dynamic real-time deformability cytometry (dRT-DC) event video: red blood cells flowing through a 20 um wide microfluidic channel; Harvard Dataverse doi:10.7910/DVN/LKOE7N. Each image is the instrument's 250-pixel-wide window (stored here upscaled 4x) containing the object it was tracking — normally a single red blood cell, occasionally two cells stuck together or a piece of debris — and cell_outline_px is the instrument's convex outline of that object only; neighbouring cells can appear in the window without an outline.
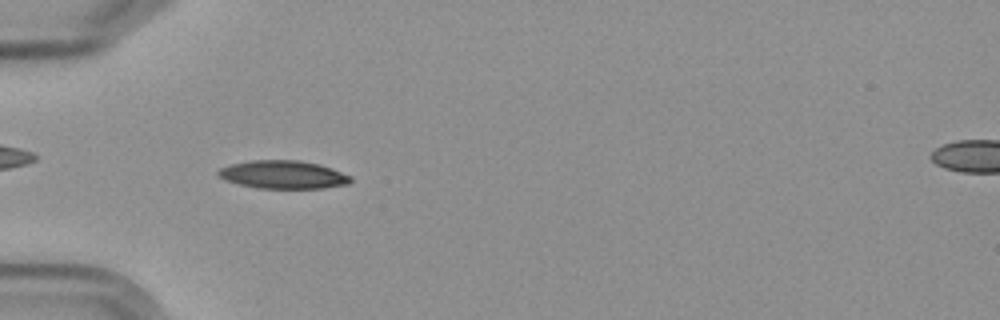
{"species": "Egyptian fruit bat (a non-hibernating species)", "species_latin": "Rousettus aegyptiacus", "temperature_condition": "cold", "stored_images_in_passage": 6, "camera_frame_rate_fps": 3000, "um_per_image_px": 0.085, "frame": {"image": 1, "passage_image": 5, "time_ms": 5.667, "image_size_px": [1000, 320], "cell_outline_px": [[352, 180], [348, 184], [324, 188], [256, 188], [240, 184], [228, 180], [220, 176], [216, 172], [220, 168], [232, 164], [252, 160], [300, 160], [320, 164], [332, 168], [352, 176]], "centroid_in_image_um": [24.12, 14.84], "position_along_channel_um": 60.9, "area_um2": 21.62}}
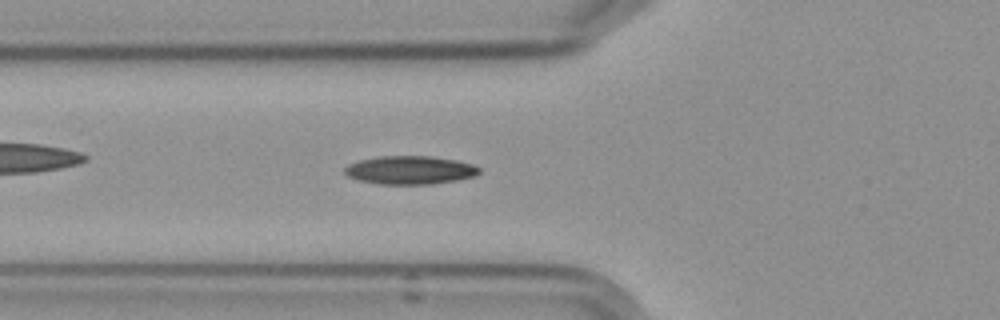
{"frame": {"image": 2, "passage_image": 6, "time_ms": 6.667, "image_size_px": [1000, 320], "cell_outline_px": [[480, 172], [476, 176], [456, 180], [432, 184], [376, 184], [360, 180], [348, 176], [344, 172], [344, 168], [348, 164], [360, 160], [380, 156], [432, 156], [456, 160], [472, 164], [480, 168]], "centroid_in_image_um": [34.86, 14.46], "position_along_channel_um": 90.9, "area_um2": 22.25}}